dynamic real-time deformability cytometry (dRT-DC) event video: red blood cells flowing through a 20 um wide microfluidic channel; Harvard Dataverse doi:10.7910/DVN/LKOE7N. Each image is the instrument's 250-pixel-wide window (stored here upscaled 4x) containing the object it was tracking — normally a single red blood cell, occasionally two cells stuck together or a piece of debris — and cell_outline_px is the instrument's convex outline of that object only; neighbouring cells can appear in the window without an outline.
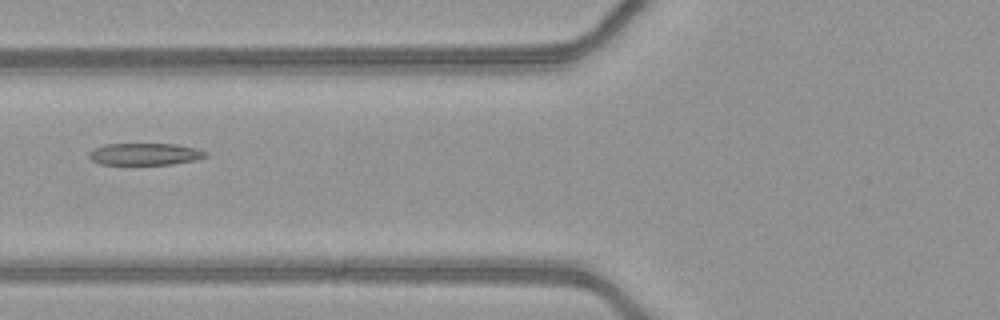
{"species": "common noctule bat (a hibernating species)", "species_latin": "Nyctalus noctula", "temperature_condition": "warm", "stored_images_in_passage": 45, "camera_frame_rate_fps": 3000, "um_per_image_px": 0.085, "animal": {"sex": "female", "body_mass_g": 21.9}, "frame": {"image": 1, "passage_image": 16, "time_ms": 5.0, "image_size_px": [1000, 320], "cell_outline_px": [[208, 156], [196, 160], [172, 164], [100, 164], [92, 160], [88, 156], [88, 152], [92, 148], [104, 144], [176, 144], [196, 148], [208, 152]], "centroid_in_image_um": [12.31, 13.09], "position_along_channel_um": 113.5, "area_um2": 15.03}}
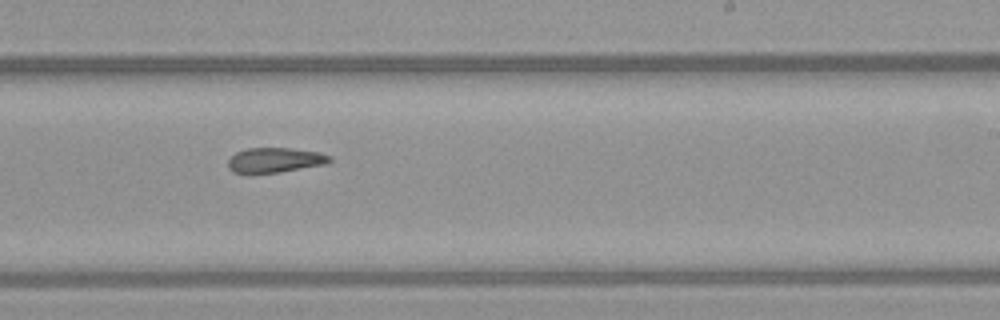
{"frame": {"image": 2, "passage_image": 27, "time_ms": 8.667, "image_size_px": [1000, 320], "cell_outline_px": [[332, 160], [324, 164], [280, 172], [232, 172], [228, 168], [228, 160], [236, 152], [248, 148], [288, 148], [320, 152], [332, 156]], "centroid_in_image_um": [23.39, 13.59], "position_along_channel_um": 265.6, "area_um2": 14.51}}
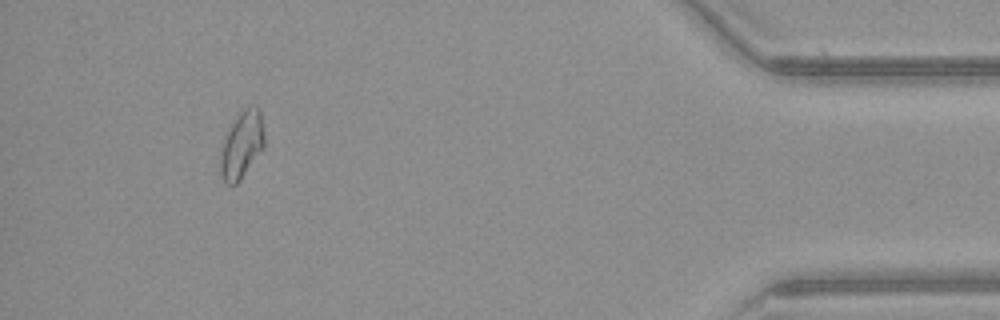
{"frame": {"image": 3, "passage_image": 42, "time_ms": 13.667, "image_size_px": [1000, 320], "cell_outline_px": [[264, 148], [240, 180], [236, 184], [224, 184], [220, 172], [220, 156], [224, 140], [228, 128], [236, 116], [244, 108], [256, 104], [260, 108], [264, 132]], "centroid_in_image_um": [20.56, 12.29], "position_along_channel_um": 414.6, "area_um2": 17.4}, "authors_computed_cell_mechanics": {"area_um2": 16.184, "velocity_mm_per_s": 4.1466, "shape_relaxation_time_tau1_ms": null, "shape_relaxation_time_tau2_ms": 2.8764, "deformation_change_tau1": null, "deformation_change_tau2": 0.0943}}